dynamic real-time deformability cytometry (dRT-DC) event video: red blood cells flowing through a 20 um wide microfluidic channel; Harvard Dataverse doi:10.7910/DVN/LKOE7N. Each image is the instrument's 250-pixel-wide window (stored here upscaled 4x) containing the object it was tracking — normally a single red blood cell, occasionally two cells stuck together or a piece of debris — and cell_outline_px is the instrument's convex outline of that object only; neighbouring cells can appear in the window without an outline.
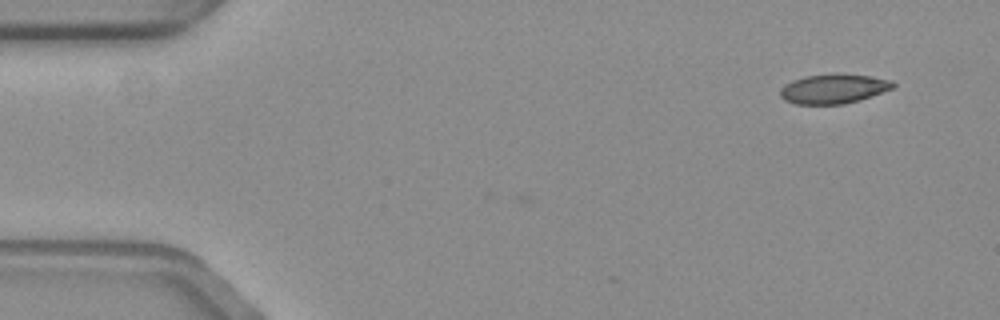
{"species": "common noctule bat (a hibernating species)", "species_latin": "Nyctalus noctula", "temperature_condition": "warm", "stored_images_in_passage": 3, "camera_frame_rate_fps": 3000, "um_per_image_px": 0.085, "animal": {"sex": "female", "body_mass_g": 19.3, "forearm_length_mm": 54.1}, "frame": {"image": 1, "passage_image": 1, "time_ms": 0.0, "image_size_px": [1000, 320], "cell_outline_px": [[896, 84], [892, 88], [844, 104], [796, 104], [784, 100], [780, 96], [780, 88], [784, 84], [792, 80], [804, 76], [868, 76], [888, 80]], "centroid_in_image_um": [70.74, 7.58], "position_along_channel_um": 14.3, "area_um2": 18.38}}